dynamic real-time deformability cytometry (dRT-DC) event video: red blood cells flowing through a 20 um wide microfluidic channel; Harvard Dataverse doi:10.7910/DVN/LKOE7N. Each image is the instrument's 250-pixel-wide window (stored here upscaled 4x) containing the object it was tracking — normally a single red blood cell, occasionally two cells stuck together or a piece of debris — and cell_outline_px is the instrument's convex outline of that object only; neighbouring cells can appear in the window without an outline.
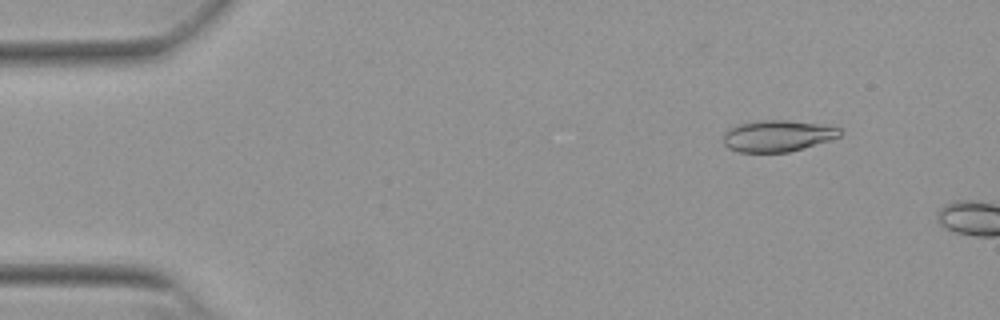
{"species": "Egyptian fruit bat (a non-hibernating species)", "species_latin": "Rousettus aegyptiacus", "temperature_condition": "warm", "stored_images_in_passage": 9, "camera_frame_rate_fps": 3000, "um_per_image_px": 0.085, "animal": {"sex": "female"}, "frame": {"image": 1, "passage_image": 6, "time_ms": 1.667, "image_size_px": [1000, 320], "cell_outline_px": [[840, 136], [828, 140], [788, 152], [740, 152], [728, 148], [724, 144], [724, 132], [736, 124], [756, 120], [788, 120], [816, 124], [840, 128]], "centroid_in_image_um": [66.02, 11.54], "position_along_channel_um": 19.0, "area_um2": 21.1}}